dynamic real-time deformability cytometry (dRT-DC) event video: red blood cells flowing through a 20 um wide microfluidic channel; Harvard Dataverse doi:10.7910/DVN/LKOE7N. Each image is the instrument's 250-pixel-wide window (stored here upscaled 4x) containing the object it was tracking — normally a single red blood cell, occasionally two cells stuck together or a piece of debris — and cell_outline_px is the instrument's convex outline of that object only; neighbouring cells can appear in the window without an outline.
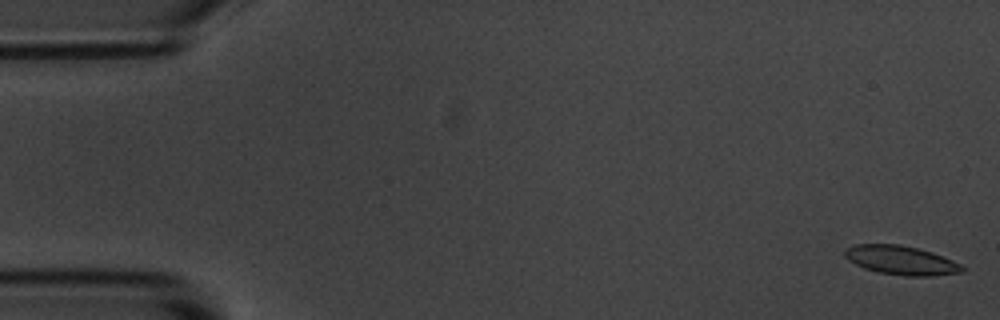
{"species": "common noctule bat (a hibernating species)", "species_latin": "Nyctalus noctula", "temperature_condition": "room temperature", "stored_images_in_passage": 9, "camera_frame_rate_fps": 3000, "um_per_image_px": 0.085, "animal": {"sex": "male", "body_mass_g": 20.1, "forearm_length_mm": 53.5}, "frame": {"image": 1, "passage_image": 1, "time_ms": 0.0, "image_size_px": [1000, 320], "cell_outline_px": [[964, 272], [928, 276], [904, 276], [880, 272], [864, 268], [848, 260], [844, 256], [844, 248], [856, 244], [900, 244], [932, 252], [952, 260], [960, 264], [964, 268]], "centroid_in_image_um": [76.57, 22.11], "position_along_channel_um": 8.4, "area_um2": 19.77}}